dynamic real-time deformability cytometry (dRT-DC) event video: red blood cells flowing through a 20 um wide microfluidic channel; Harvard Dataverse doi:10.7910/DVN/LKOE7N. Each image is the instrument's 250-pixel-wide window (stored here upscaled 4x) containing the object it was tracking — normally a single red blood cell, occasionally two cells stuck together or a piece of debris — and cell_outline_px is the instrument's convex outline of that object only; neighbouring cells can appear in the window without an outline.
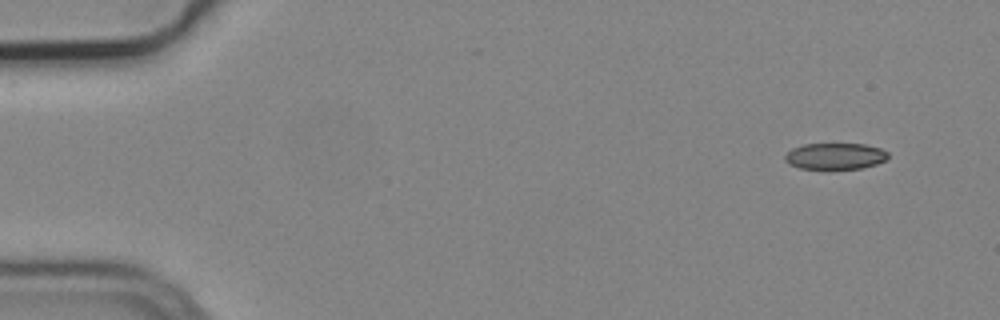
{"species": "common noctule bat (a hibernating species)", "species_latin": "Nyctalus noctula", "temperature_condition": "cold", "stored_images_in_passage": 5, "camera_frame_rate_fps": 3000, "um_per_image_px": 0.085, "animal": {"sex": "male", "body_mass_g": 19.2, "forearm_length_mm": 51.8}, "frame": {"image": 1, "passage_image": 1, "time_ms": 0.0, "image_size_px": [1000, 320], "cell_outline_px": [[888, 160], [876, 164], [860, 168], [800, 168], [788, 164], [784, 160], [784, 156], [792, 148], [804, 144], [864, 144], [880, 148], [888, 152]], "centroid_in_image_um": [70.99, 13.26], "position_along_channel_um": 14.0, "area_um2": 15.72}}
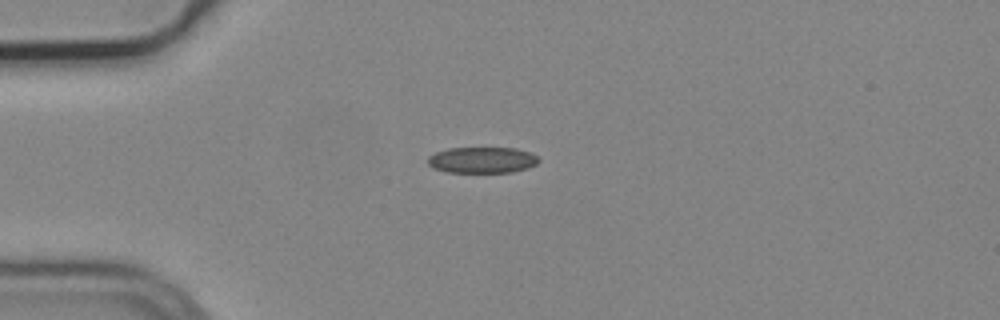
{"frame": {"image": 2, "passage_image": 4, "time_ms": 1.0, "image_size_px": [1000, 320], "cell_outline_px": [[540, 160], [536, 164], [528, 168], [512, 172], [448, 172], [432, 168], [428, 164], [428, 156], [436, 152], [448, 148], [516, 148], [528, 152], [536, 156]], "centroid_in_image_um": [40.96, 13.6], "position_along_channel_um": 44.0, "area_um2": 16.82}}